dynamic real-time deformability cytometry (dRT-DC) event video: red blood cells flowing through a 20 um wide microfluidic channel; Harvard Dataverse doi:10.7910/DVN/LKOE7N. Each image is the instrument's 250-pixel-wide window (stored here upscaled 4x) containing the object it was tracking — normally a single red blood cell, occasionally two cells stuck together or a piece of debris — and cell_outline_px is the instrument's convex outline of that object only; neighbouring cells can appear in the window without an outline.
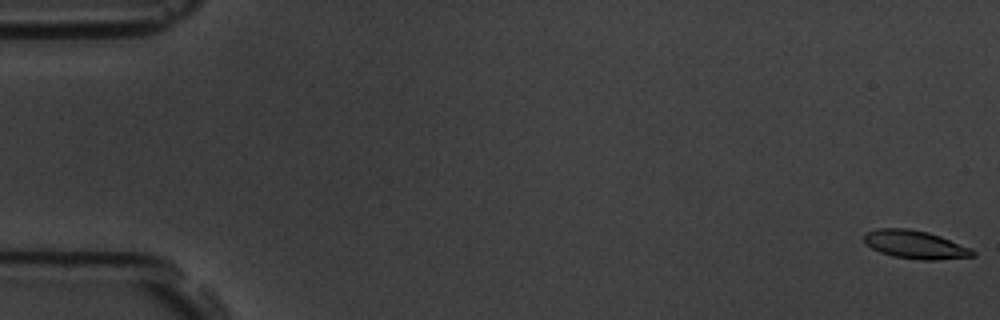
{"species": "common noctule bat (a hibernating species)", "species_latin": "Nyctalus noctula", "temperature_condition": "room temperature", "stored_images_in_passage": 59, "segment_of_instrument_passage": [1, 2], "camera_frame_rate_fps": 3000, "um_per_image_px": 0.085, "animal": {"sex": "male", "body_mass_g": 19.5, "forearm_length_mm": 54.6}, "frame": {"image": 1, "passage_image": 1, "time_ms": 0.0, "image_size_px": [1000, 320], "cell_outline_px": [[976, 256], [936, 260], [920, 260], [892, 256], [880, 252], [872, 248], [864, 240], [864, 232], [880, 228], [908, 228], [928, 232], [940, 236], [972, 248], [976, 252]], "centroid_in_image_um": [77.82, 20.79], "position_along_channel_um": 7.2, "area_um2": 17.98}}
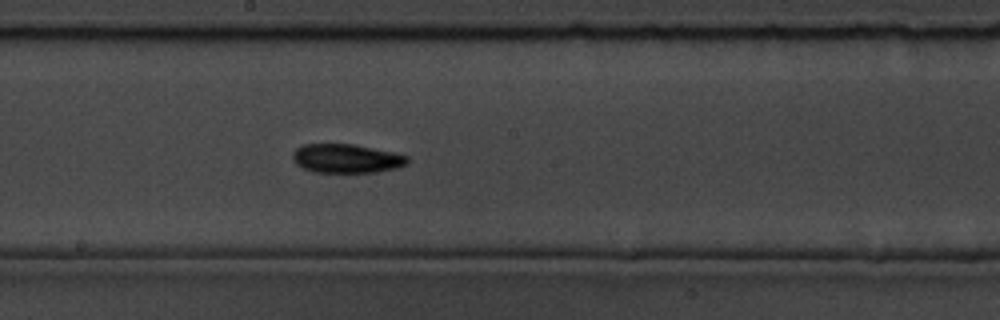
{"frame": {"image": 2, "passage_image": 32, "time_ms": 10.333, "image_size_px": [1000, 320], "cell_outline_px": [[408, 164], [396, 168], [376, 172], [312, 172], [296, 164], [292, 156], [292, 152], [300, 144], [352, 144], [392, 152], [408, 156]], "centroid_in_image_um": [29.42, 13.47], "position_along_channel_um": 218.8, "area_um2": 19.31}}
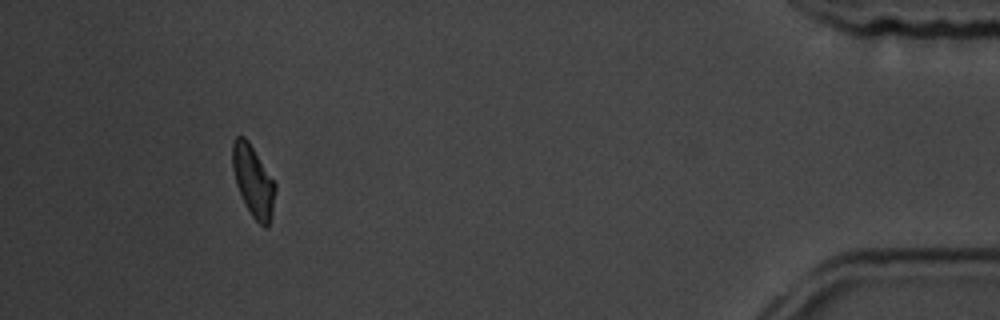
{"frame": {"image": 3, "passage_image": 54, "time_ms": 17.667, "image_size_px": [1000, 320], "cell_outline_px": [[276, 188], [272, 212], [268, 228], [264, 228], [252, 216], [244, 204], [236, 184], [232, 168], [232, 140], [236, 136], [244, 136], [248, 140], [276, 184]], "centroid_in_image_um": [21.51, 15.38], "position_along_channel_um": 413.7, "area_um2": 17.8}}